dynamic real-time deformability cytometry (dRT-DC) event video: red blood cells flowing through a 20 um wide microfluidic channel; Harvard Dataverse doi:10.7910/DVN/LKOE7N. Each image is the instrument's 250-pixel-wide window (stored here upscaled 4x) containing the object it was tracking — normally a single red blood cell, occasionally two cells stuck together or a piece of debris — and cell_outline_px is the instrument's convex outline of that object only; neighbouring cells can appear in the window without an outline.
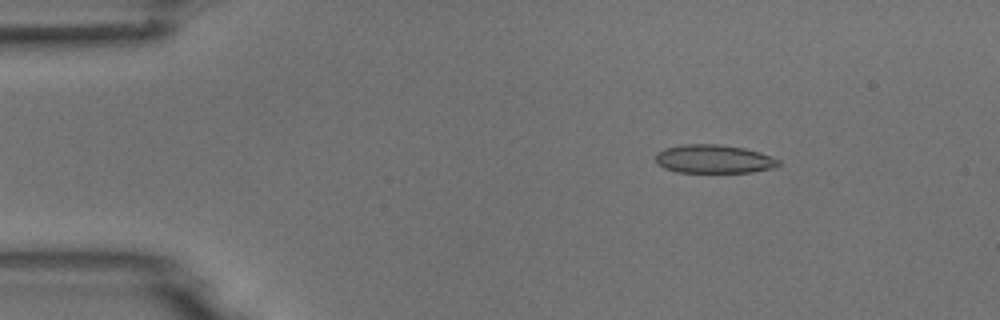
{"species": "common noctule bat (a hibernating species)", "species_latin": "Nyctalus noctula", "temperature_condition": "room temperature", "stored_images_in_passage": 5, "camera_frame_rate_fps": 3000, "um_per_image_px": 0.085, "animal": {"sex": "male", "body_mass_g": 18.8}, "frame": {"image": 1, "passage_image": 3, "time_ms": 2.333, "image_size_px": [1000, 320], "cell_outline_px": [[780, 164], [772, 168], [752, 172], [676, 172], [664, 168], [656, 160], [656, 152], [664, 148], [680, 144], [716, 144], [744, 148], [760, 152], [772, 156], [780, 160]], "centroid_in_image_um": [60.67, 13.51], "position_along_channel_um": 24.3, "area_um2": 20.46}}